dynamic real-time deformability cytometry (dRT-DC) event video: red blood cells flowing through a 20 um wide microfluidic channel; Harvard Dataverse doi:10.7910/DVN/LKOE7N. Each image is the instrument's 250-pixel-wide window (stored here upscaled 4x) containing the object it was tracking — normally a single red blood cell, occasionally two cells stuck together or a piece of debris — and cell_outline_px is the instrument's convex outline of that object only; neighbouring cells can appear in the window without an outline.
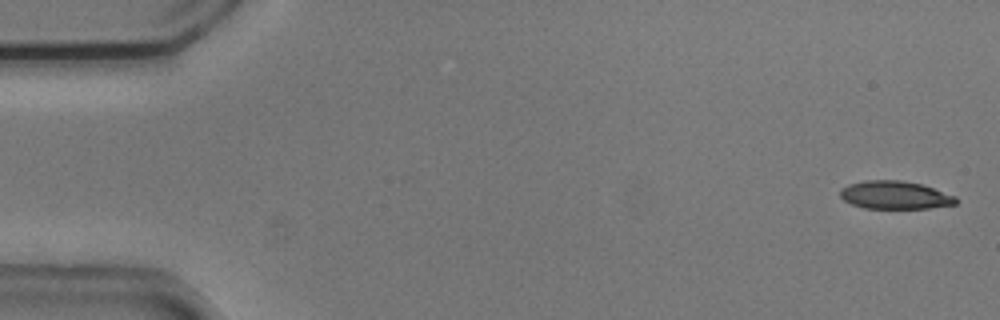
{"species": "common noctule bat (a hibernating species)", "species_latin": "Nyctalus noctula", "temperature_condition": "cold", "stored_images_in_passage": 47, "camera_frame_rate_fps": 3000, "um_per_image_px": 0.085, "animal": {"sex": "male", "body_mass_g": 20.5, "forearm_length_mm": 52.5}, "frame": {"image": 1, "passage_image": 1, "time_ms": 0.0, "image_size_px": [1000, 320], "cell_outline_px": [[956, 204], [928, 208], [864, 208], [852, 204], [844, 200], [840, 196], [840, 188], [848, 184], [864, 180], [900, 180], [920, 184], [956, 196]], "centroid_in_image_um": [76.03, 16.57], "position_along_channel_um": 9.0, "area_um2": 18.79}}
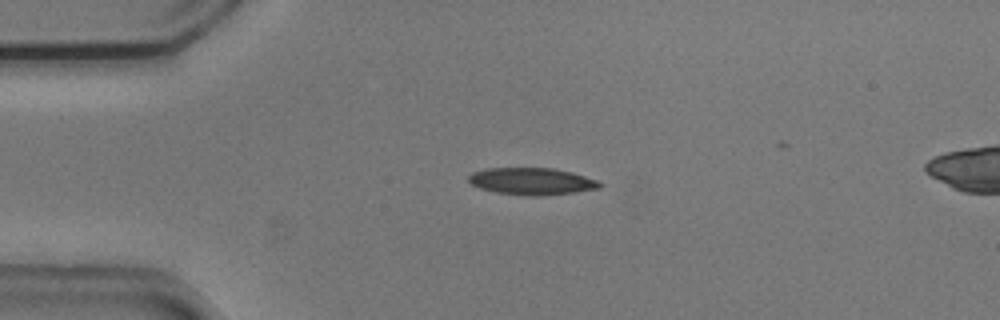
{"frame": {"image": 2, "passage_image": 12, "time_ms": 3.667, "image_size_px": [1000, 320], "cell_outline_px": [[604, 184], [600, 188], [576, 192], [544, 196], [524, 196], [496, 192], [480, 188], [472, 184], [468, 180], [468, 176], [472, 172], [488, 168], [552, 168], [572, 172], [596, 180]], "centroid_in_image_um": [45.21, 15.42], "position_along_channel_um": 39.8, "area_um2": 20.75}}
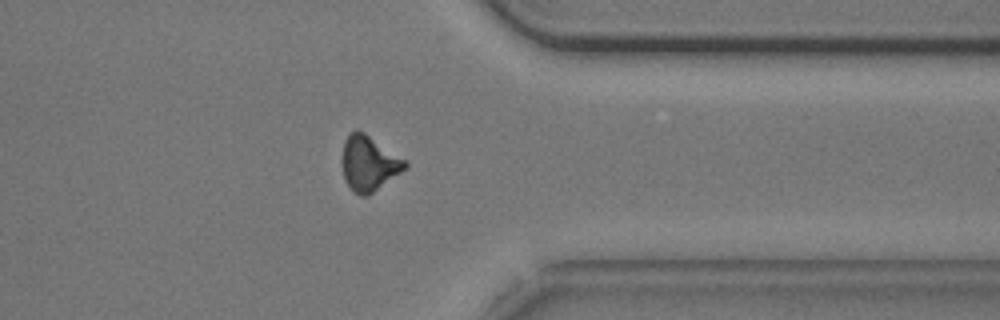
{"frame": {"image": 3, "passage_image": 42, "time_ms": 13.667, "image_size_px": [1000, 320], "cell_outline_px": [[408, 168], [368, 196], [360, 196], [352, 192], [344, 180], [344, 140], [348, 132], [356, 128], [364, 132], [408, 160]], "centroid_in_image_um": [31.4, 13.88], "position_along_channel_um": 380.0, "area_um2": 20.52}, "authors_computed_cell_mechanics": {"area_um2": 20.23, "velocity_mm_per_s": 3.7374, "shape_relaxation_time_tau1_ms": 3.526, "shape_relaxation_time_tau2_ms": 4.3231, "deformation_change_tau1": 0.1422, "deformation_change_tau2": 0.1385}}